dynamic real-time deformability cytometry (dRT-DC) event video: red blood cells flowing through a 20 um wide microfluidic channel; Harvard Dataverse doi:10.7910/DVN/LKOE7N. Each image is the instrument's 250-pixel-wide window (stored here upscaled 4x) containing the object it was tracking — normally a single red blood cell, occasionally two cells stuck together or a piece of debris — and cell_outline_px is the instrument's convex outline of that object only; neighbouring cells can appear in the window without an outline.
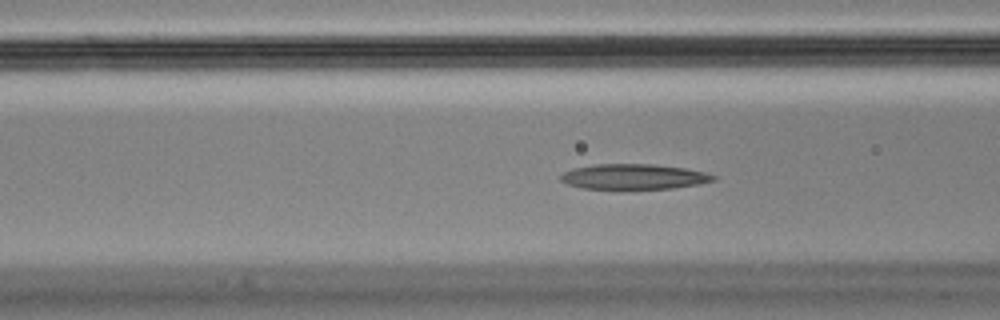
{"species": "Egyptian fruit bat (a non-hibernating species)", "species_latin": "Rousettus aegyptiacus", "temperature_condition": "cold", "stored_images_in_passage": 41, "camera_frame_rate_fps": 3000, "um_per_image_px": 0.085, "animal": {"sex": "male"}, "frame": {"image": 1, "passage_image": 7, "time_ms": 2.0, "image_size_px": [1000, 320], "cell_outline_px": [[716, 180], [700, 184], [672, 188], [584, 188], [568, 184], [560, 180], [560, 176], [564, 172], [572, 168], [596, 164], [652, 164], [684, 168], [704, 172], [716, 176]], "centroid_in_image_um": [53.88, 15.0], "position_along_channel_um": 112.7, "area_um2": 22.2}}
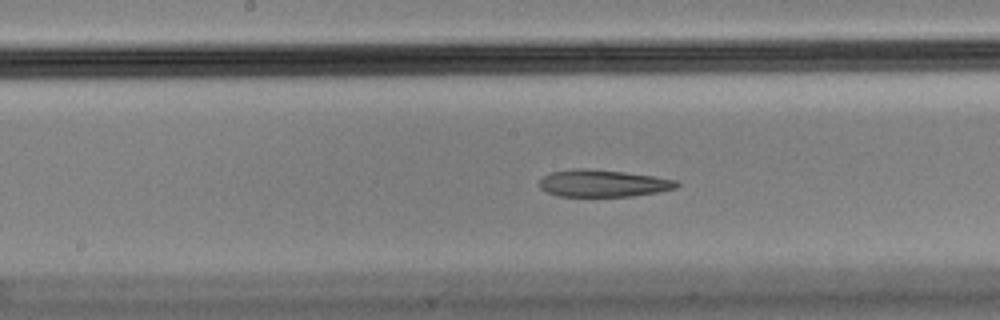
{"frame": {"image": 2, "passage_image": 14, "time_ms": 4.333, "image_size_px": [1000, 320], "cell_outline_px": [[680, 184], [676, 188], [660, 192], [632, 196], [556, 196], [540, 188], [540, 180], [544, 176], [552, 172], [568, 168], [588, 168], [624, 172], [652, 176], [676, 180]], "centroid_in_image_um": [51.25, 15.58], "position_along_channel_um": 196.9, "area_um2": 21.73}}
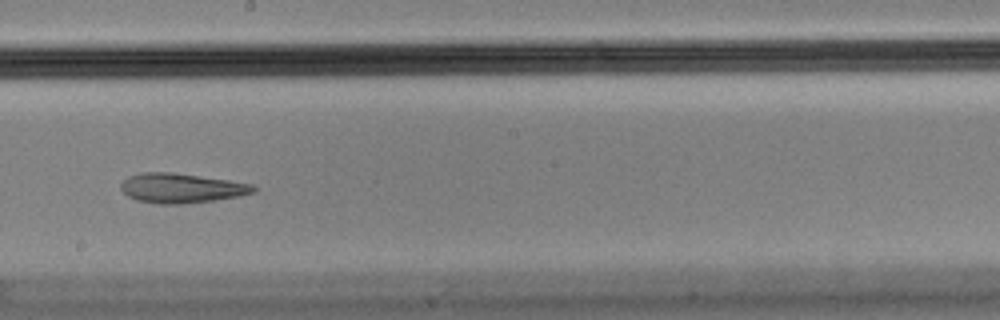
{"frame": {"image": 3, "passage_image": 17, "time_ms": 5.333, "image_size_px": [1000, 320], "cell_outline_px": [[256, 192], [240, 196], [184, 204], [160, 204], [136, 200], [128, 196], [120, 188], [120, 184], [128, 176], [140, 172], [172, 172], [228, 180], [252, 184], [256, 188]], "centroid_in_image_um": [15.39, 15.99], "position_along_channel_um": 232.8, "area_um2": 22.89}, "authors_computed_cell_mechanics": {"area_um2": 24.3916, "velocity_mm_per_s": 3.5893, "shape_relaxation_time_tau1_ms": null, "shape_relaxation_time_tau2_ms": 3.6583, "deformation_change_tau1": null, "deformation_change_tau2": 0.1179}}